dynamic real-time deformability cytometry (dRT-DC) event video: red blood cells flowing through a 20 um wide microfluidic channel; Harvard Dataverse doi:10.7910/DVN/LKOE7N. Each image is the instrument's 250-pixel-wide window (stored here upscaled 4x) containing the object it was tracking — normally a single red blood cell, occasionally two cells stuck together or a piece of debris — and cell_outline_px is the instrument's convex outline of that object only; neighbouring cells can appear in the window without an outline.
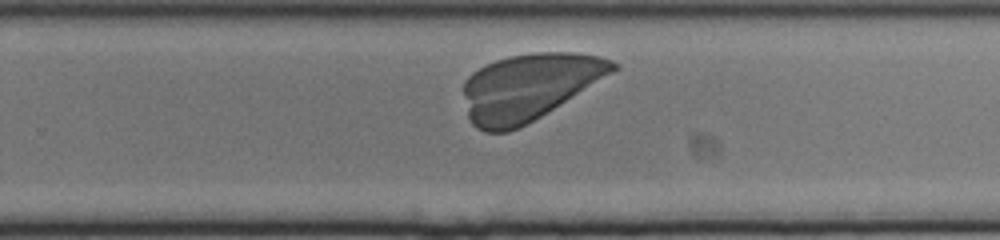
{"species": "human", "species_latin": "Homo sapiens", "temperature_condition": "cold", "stored_images_in_passage": 44, "camera_frame_rate_fps": 3000, "um_per_image_px": 0.085, "donor": {"sex": "female"}, "frame": {"image": 1, "passage_image": 32, "time_ms": 10.333, "image_size_px": [1000, 240], "cell_outline_px": [[620, 68], [540, 116], [508, 132], [484, 132], [476, 128], [472, 124], [468, 116], [464, 92], [464, 80], [472, 72], [496, 60], [508, 56], [536, 52], [576, 52], [600, 56], [612, 60], [620, 64]], "centroid_in_image_um": [44.96, 7.36], "position_along_channel_um": 284.8, "area_um2": 57.57}}
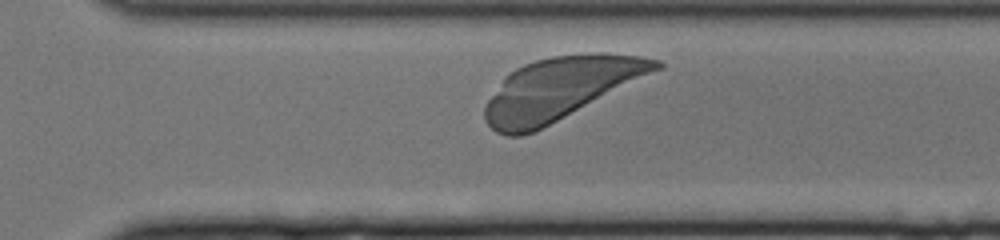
{"frame": {"image": 2, "passage_image": 37, "time_ms": 12.0, "image_size_px": [1000, 240], "cell_outline_px": [[664, 68], [532, 132], [520, 136], [508, 136], [496, 132], [484, 120], [484, 108], [488, 100], [504, 76], [516, 68], [524, 64], [536, 60], [552, 56], [604, 52], [640, 56], [660, 60], [664, 64]], "centroid_in_image_um": [47.63, 7.51], "position_along_channel_um": 323.0, "area_um2": 61.5}}